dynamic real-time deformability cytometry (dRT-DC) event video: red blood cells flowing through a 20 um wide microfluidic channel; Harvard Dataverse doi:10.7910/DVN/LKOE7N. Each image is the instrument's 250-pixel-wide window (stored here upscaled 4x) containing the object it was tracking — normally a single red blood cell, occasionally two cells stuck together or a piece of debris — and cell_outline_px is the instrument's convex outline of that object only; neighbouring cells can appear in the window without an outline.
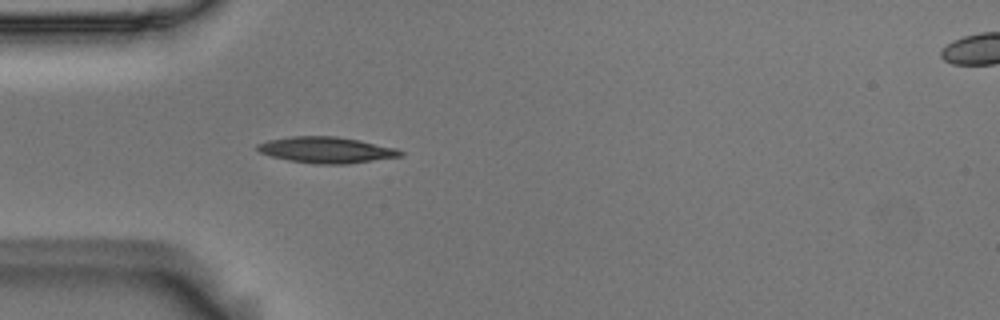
{"species": "Egyptian fruit bat (a non-hibernating species)", "species_latin": "Rousettus aegyptiacus", "temperature_condition": "room temperature", "stored_images_in_passage": 40, "camera_frame_rate_fps": 3000, "um_per_image_px": 0.085, "animal": {"sex": "male"}, "frame": {"image": 1, "passage_image": 1, "time_ms": 0.0, "image_size_px": [1000, 320], "cell_outline_px": [[404, 156], [348, 164], [312, 164], [288, 160], [272, 156], [260, 152], [256, 148], [256, 144], [268, 140], [292, 136], [336, 136], [360, 140], [396, 148], [404, 152]], "centroid_in_image_um": [27.76, 12.75], "position_along_channel_um": 57.2, "area_um2": 21.91}}
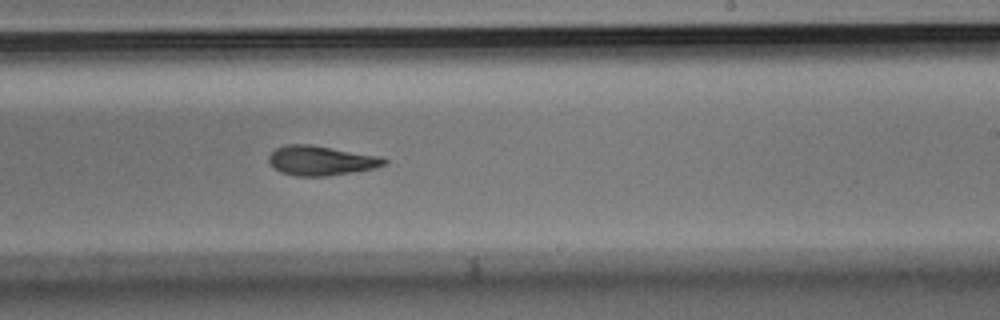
{"frame": {"image": 2, "passage_image": 18, "time_ms": 5.667, "image_size_px": [1000, 320], "cell_outline_px": [[388, 164], [372, 168], [352, 172], [328, 176], [296, 176], [280, 172], [268, 160], [268, 156], [276, 148], [288, 144], [308, 144], [384, 156], [388, 160]], "centroid_in_image_um": [27.33, 13.64], "position_along_channel_um": 261.7, "area_um2": 19.94}}
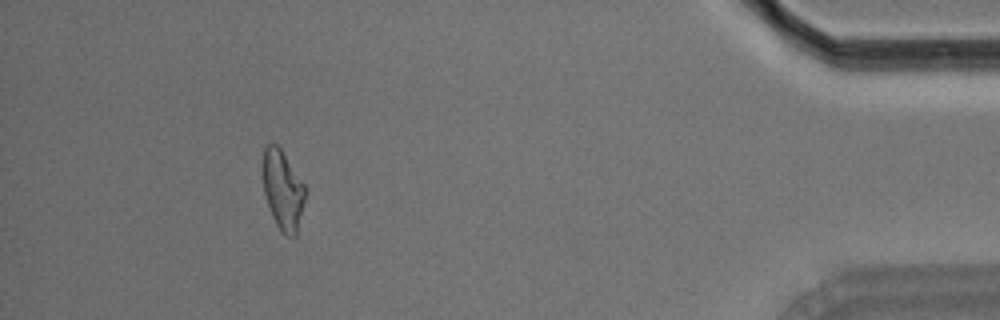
{"frame": {"image": 3, "passage_image": 35, "time_ms": 11.333, "image_size_px": [1000, 320], "cell_outline_px": [[304, 200], [296, 236], [288, 236], [280, 232], [272, 216], [264, 196], [260, 168], [264, 148], [268, 144], [276, 144], [280, 148], [304, 184]], "centroid_in_image_um": [23.97, 16.13], "position_along_channel_um": 411.2, "area_um2": 19.77}, "authors_computed_cell_mechanics": {"area_um2": 20.1722, "velocity_mm_per_s": 3.6677, "shape_relaxation_time_tau1_ms": 11.0313, "shape_relaxation_time_tau2_ms": 6.5794, "deformation_change_tau1": 0.2372, "deformation_change_tau2": 0.1625}}